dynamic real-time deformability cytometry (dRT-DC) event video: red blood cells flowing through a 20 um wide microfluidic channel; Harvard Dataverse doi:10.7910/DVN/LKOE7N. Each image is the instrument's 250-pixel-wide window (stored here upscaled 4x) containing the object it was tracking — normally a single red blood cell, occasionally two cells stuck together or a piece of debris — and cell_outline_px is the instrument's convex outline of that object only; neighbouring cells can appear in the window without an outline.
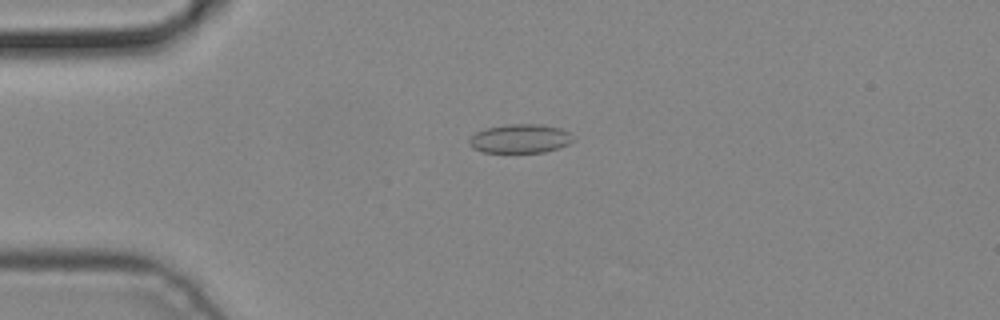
{"species": "common noctule bat (a hibernating species)", "species_latin": "Nyctalus noctula", "temperature_condition": "cold", "stored_images_in_passage": 4, "camera_frame_rate_fps": 3000, "um_per_image_px": 0.085, "animal": {"sex": "male", "body_mass_g": 19.2, "forearm_length_mm": 51.8}, "frame": {"image": 1, "passage_image": 4, "time_ms": 1.0, "image_size_px": [1000, 320], "cell_outline_px": [[576, 140], [560, 148], [544, 152], [484, 152], [472, 148], [468, 144], [468, 140], [476, 132], [488, 128], [504, 124], [540, 124], [560, 128], [568, 132]], "centroid_in_image_um": [44.22, 11.78], "position_along_channel_um": 40.8, "area_um2": 17.57}}